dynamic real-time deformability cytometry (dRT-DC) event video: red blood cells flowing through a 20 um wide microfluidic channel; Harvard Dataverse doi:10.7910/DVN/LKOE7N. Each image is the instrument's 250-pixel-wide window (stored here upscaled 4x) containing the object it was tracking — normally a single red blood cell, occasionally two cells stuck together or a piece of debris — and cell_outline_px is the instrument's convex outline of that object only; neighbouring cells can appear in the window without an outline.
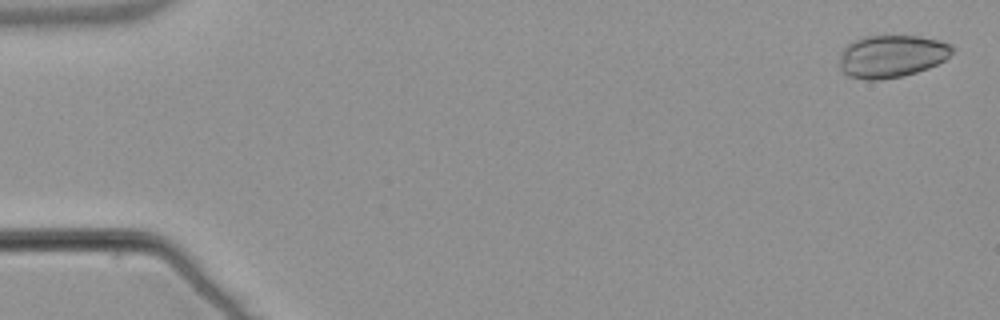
{"species": "common noctule bat (a hibernating species)", "species_latin": "Nyctalus noctula", "temperature_condition": "warm", "stored_images_in_passage": 54, "camera_frame_rate_fps": 3000, "um_per_image_px": 0.085, "animal": {"sex": "male", "body_mass_g": 21.5, "forearm_length_mm": 52.0}, "frame": {"image": 1, "passage_image": 2, "time_ms": 0.333, "image_size_px": [1000, 320], "cell_outline_px": [[952, 52], [944, 60], [928, 68], [904, 76], [880, 80], [864, 80], [848, 76], [840, 68], [840, 52], [852, 40], [864, 36], [920, 36], [940, 40], [952, 44]], "centroid_in_image_um": [75.77, 4.78], "position_along_channel_um": 9.2, "area_um2": 28.09}}
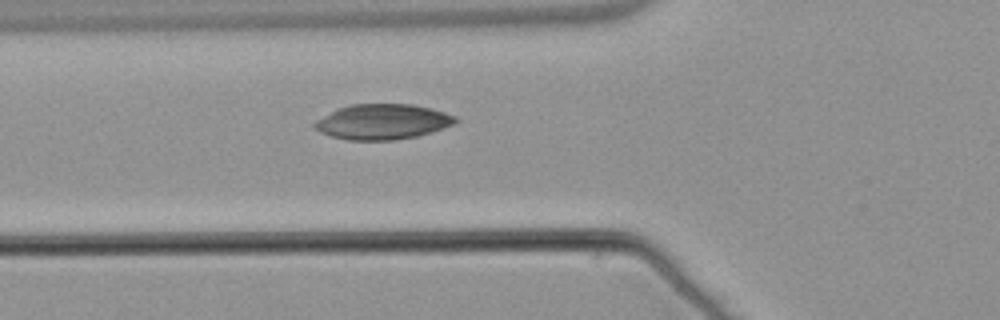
{"frame": {"image": 2, "passage_image": 20, "time_ms": 6.333, "image_size_px": [1000, 320], "cell_outline_px": [[460, 120], [444, 128], [416, 136], [396, 140], [348, 140], [332, 136], [320, 132], [312, 124], [316, 120], [336, 108], [352, 104], [412, 104], [432, 108], [456, 116]], "centroid_in_image_um": [32.52, 10.34], "position_along_channel_um": 93.3, "area_um2": 29.02}}
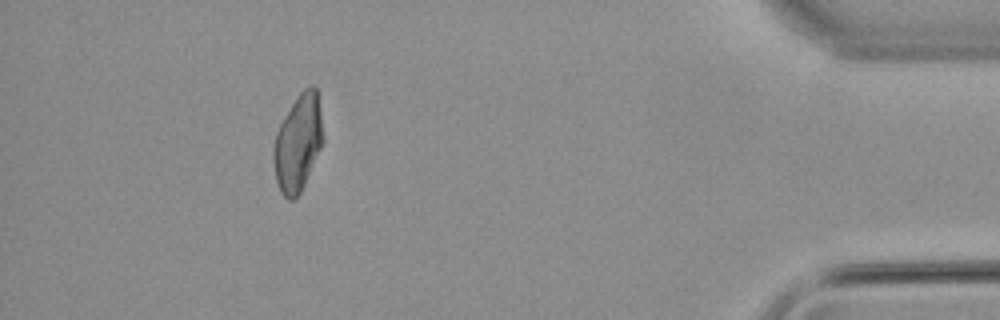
{"frame": {"image": 3, "passage_image": 49, "time_ms": 16.0, "image_size_px": [1000, 320], "cell_outline_px": [[324, 140], [304, 184], [300, 192], [292, 200], [288, 200], [280, 192], [276, 180], [272, 160], [272, 152], [276, 132], [280, 124], [296, 96], [308, 84], [312, 84], [316, 88], [324, 136]], "centroid_in_image_um": [25.31, 12.13], "position_along_channel_um": 409.9, "area_um2": 27.86}}